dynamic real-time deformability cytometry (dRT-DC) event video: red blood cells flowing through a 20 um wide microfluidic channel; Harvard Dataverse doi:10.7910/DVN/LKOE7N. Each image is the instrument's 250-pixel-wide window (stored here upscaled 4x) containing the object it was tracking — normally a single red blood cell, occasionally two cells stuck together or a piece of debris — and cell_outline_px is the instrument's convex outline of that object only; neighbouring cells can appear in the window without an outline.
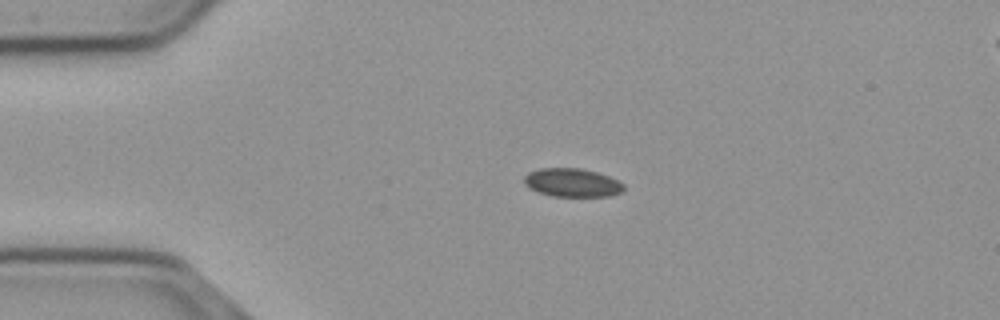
{"species": "common noctule bat (a hibernating species)", "species_latin": "Nyctalus noctula", "temperature_condition": "cold", "stored_images_in_passage": 44, "camera_frame_rate_fps": 3000, "um_per_image_px": 0.085, "animal": {"sex": "male", "body_mass_g": 23.1, "forearm_length_mm": 52.7}, "frame": {"image": 1, "passage_image": 1, "time_ms": 0.0, "image_size_px": [1000, 320], "cell_outline_px": [[624, 188], [620, 192], [612, 196], [552, 196], [536, 192], [528, 188], [524, 184], [524, 176], [528, 172], [540, 168], [580, 168], [596, 172], [608, 176], [624, 184]], "centroid_in_image_um": [48.59, 15.53], "position_along_channel_um": 36.4, "area_um2": 16.59}}
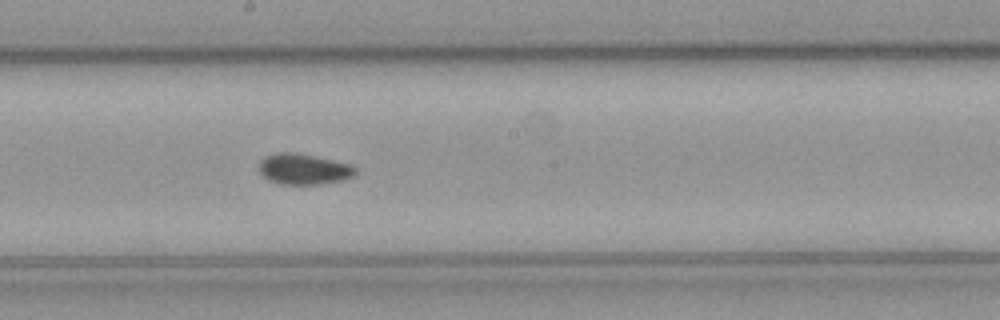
{"frame": {"image": 2, "passage_image": 19, "time_ms": 6.0, "image_size_px": [1000, 320], "cell_outline_px": [[356, 172], [352, 176], [344, 180], [320, 184], [280, 184], [268, 180], [256, 168], [260, 160], [264, 156], [276, 152], [296, 152], [352, 164], [356, 168]], "centroid_in_image_um": [25.77, 14.36], "position_along_channel_um": 222.4, "area_um2": 17.57}}
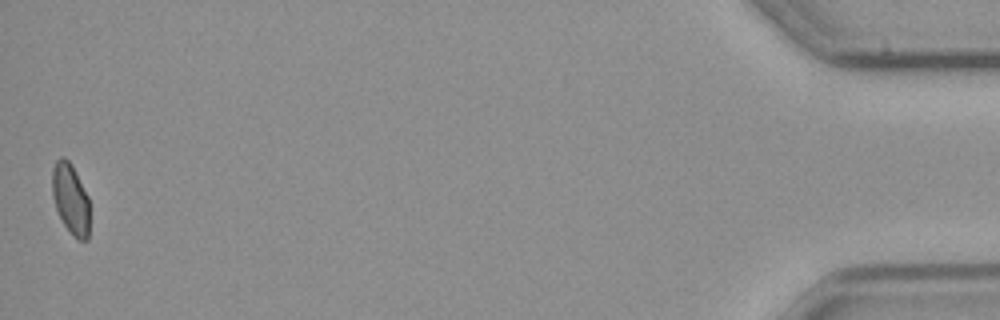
{"frame": {"image": 3, "passage_image": 44, "time_ms": 14.333, "image_size_px": [1000, 320], "cell_outline_px": [[88, 240], [76, 240], [72, 236], [64, 224], [56, 208], [52, 196], [52, 168], [56, 160], [60, 156], [64, 156], [72, 164], [88, 196]], "centroid_in_image_um": [5.98, 16.88], "position_along_channel_um": 429.2, "area_um2": 15.43}}